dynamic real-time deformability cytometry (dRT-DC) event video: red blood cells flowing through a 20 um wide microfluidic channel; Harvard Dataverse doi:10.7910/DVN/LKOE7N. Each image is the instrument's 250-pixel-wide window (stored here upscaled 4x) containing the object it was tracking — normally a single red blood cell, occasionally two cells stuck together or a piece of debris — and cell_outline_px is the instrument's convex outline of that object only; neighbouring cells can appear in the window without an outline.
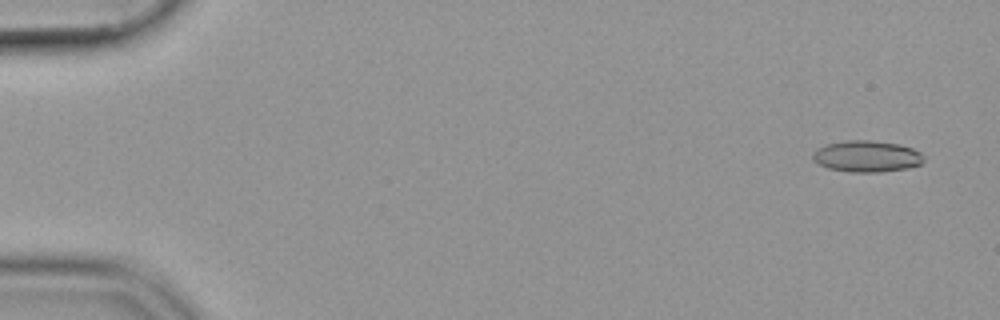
{"species": "common noctule bat (a hibernating species)", "species_latin": "Nyctalus noctula", "temperature_condition": "cold", "stored_images_in_passage": 52, "camera_frame_rate_fps": 3000, "um_per_image_px": 0.085, "animal": {"sex": "female", "body_mass_g": 19.9}, "frame": {"image": 1, "passage_image": 3, "time_ms": 0.667, "image_size_px": [1000, 320], "cell_outline_px": [[924, 160], [920, 164], [908, 168], [880, 172], [848, 172], [828, 168], [812, 160], [812, 152], [816, 148], [828, 144], [844, 140], [872, 140], [900, 144], [912, 148], [920, 152], [924, 156]], "centroid_in_image_um": [73.66, 13.28], "position_along_channel_um": 11.3, "area_um2": 20.52}}
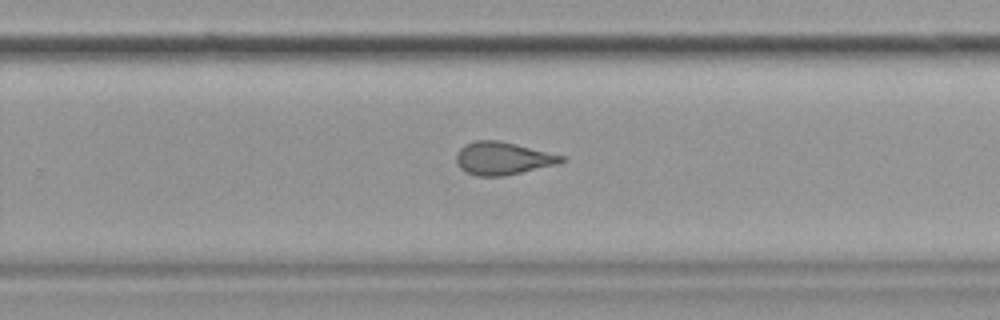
{"frame": {"image": 2, "passage_image": 36, "time_ms": 11.667, "image_size_px": [1000, 320], "cell_outline_px": [[568, 160], [560, 164], [504, 176], [476, 176], [460, 168], [456, 160], [456, 152], [464, 144], [476, 140], [500, 140], [568, 156]], "centroid_in_image_um": [42.81, 13.45], "position_along_channel_um": 287.0, "area_um2": 20.52}}
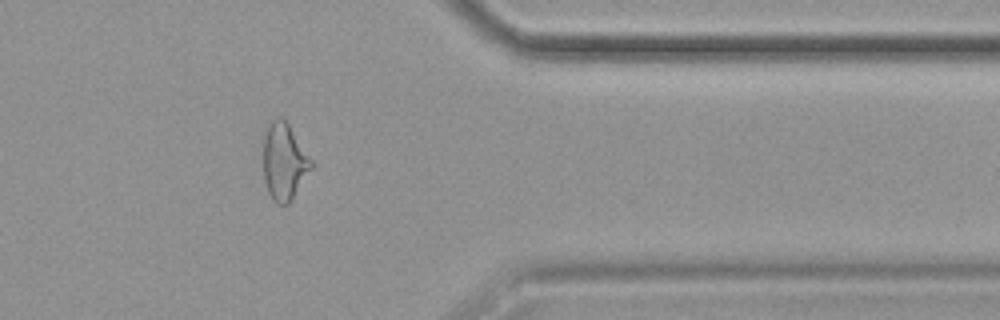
{"frame": {"image": 3, "passage_image": 45, "time_ms": 14.667, "image_size_px": [1000, 320], "cell_outline_px": [[312, 168], [292, 200], [288, 204], [276, 204], [272, 200], [268, 192], [264, 180], [264, 136], [272, 120], [276, 116], [280, 116], [288, 124], [312, 160]], "centroid_in_image_um": [24.15, 13.78], "position_along_channel_um": 387.2, "area_um2": 21.27}}